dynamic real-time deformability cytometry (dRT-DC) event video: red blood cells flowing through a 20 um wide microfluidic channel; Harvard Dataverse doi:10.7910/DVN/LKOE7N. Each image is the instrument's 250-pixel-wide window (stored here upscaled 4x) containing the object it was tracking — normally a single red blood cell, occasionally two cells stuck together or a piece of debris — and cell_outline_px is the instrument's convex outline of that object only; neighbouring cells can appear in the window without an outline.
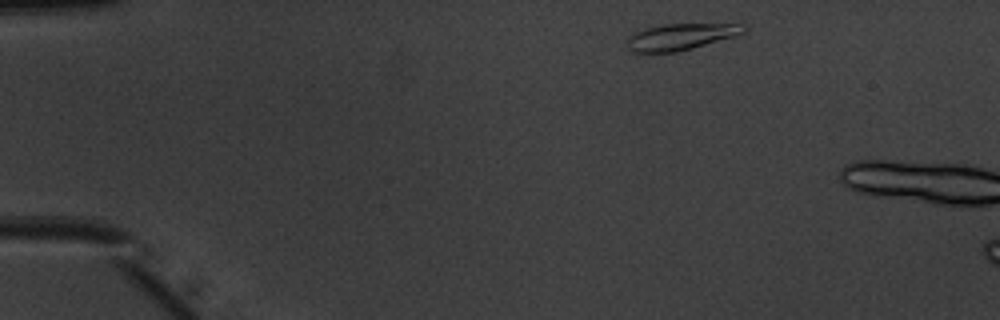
{"species": "common noctule bat (a hibernating species)", "species_latin": "Nyctalus noctula", "temperature_condition": "warm", "stored_images_in_passage": 4, "camera_frame_rate_fps": 3000, "um_per_image_px": 0.085, "animal": {"sex": "male", "body_mass_g": 20.1, "forearm_length_mm": 53.5}, "frame": {"image": 1, "passage_image": 1, "time_ms": 0.0, "image_size_px": [1000, 320], "cell_outline_px": [[748, 28], [744, 32], [736, 36], [692, 48], [676, 52], [632, 52], [628, 48], [628, 36], [632, 32], [644, 28], [664, 24], [744, 24]], "centroid_in_image_um": [57.85, 3.11], "position_along_channel_um": 27.2, "area_um2": 17.98}}